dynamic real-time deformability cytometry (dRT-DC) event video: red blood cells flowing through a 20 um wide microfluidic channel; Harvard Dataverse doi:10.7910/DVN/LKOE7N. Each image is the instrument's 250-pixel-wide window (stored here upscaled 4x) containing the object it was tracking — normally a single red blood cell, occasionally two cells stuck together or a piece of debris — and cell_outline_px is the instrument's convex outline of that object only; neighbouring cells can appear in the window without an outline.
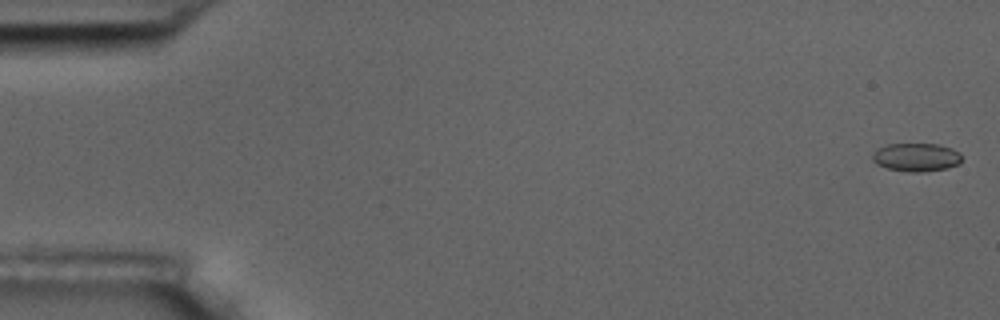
{"species": "common noctule bat (a hibernating species)", "species_latin": "Nyctalus noctula", "temperature_condition": "room temperature", "stored_images_in_passage": 8, "camera_frame_rate_fps": 3000, "um_per_image_px": 0.085, "animal": {"sex": "male", "body_mass_g": 17.5, "forearm_length_mm": 52.3}, "frame": {"image": 1, "passage_image": 1, "time_ms": 0.0, "image_size_px": [1000, 320], "cell_outline_px": [[960, 164], [948, 168], [924, 172], [908, 172], [888, 168], [876, 164], [872, 160], [872, 152], [888, 144], [940, 144], [952, 148], [960, 152]], "centroid_in_image_um": [77.9, 13.37], "position_along_channel_um": 7.1, "area_um2": 14.85}}
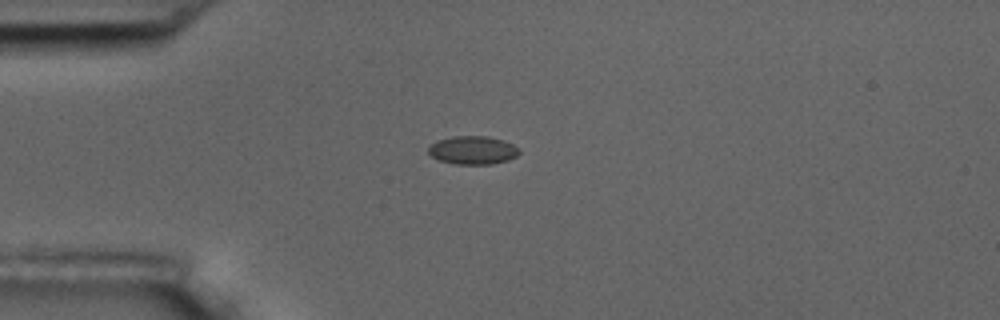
{"frame": {"image": 2, "passage_image": 5, "time_ms": 4.667, "image_size_px": [1000, 320], "cell_outline_px": [[520, 152], [516, 156], [508, 160], [492, 164], [456, 164], [440, 160], [432, 156], [428, 152], [428, 148], [436, 140], [452, 136], [488, 136], [504, 140], [520, 148]], "centroid_in_image_um": [40.21, 12.75], "position_along_channel_um": 44.8, "area_um2": 15.03}}